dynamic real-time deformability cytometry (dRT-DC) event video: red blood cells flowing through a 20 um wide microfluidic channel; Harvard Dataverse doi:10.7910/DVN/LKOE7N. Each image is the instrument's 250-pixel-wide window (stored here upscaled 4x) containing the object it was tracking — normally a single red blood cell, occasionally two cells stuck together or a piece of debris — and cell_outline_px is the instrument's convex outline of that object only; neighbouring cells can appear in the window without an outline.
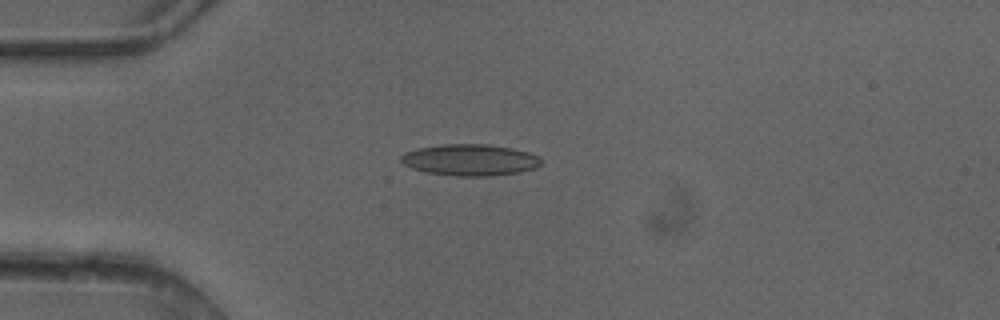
{"species": "common noctule bat (a hibernating species)", "species_latin": "Nyctalus noctula", "temperature_condition": "cold", "stored_images_in_passage": 4, "camera_frame_rate_fps": 3000, "um_per_image_px": 0.085, "animal": {"sex": "female"}, "frame": {"image": 1, "passage_image": 3, "time_ms": 0.667, "image_size_px": [1000, 320], "cell_outline_px": [[540, 164], [536, 168], [520, 172], [492, 176], [456, 176], [428, 172], [412, 168], [404, 164], [400, 160], [400, 156], [404, 152], [416, 148], [444, 144], [488, 144], [512, 148], [528, 152], [540, 156]], "centroid_in_image_um": [39.95, 13.59], "position_along_channel_um": 45.0, "area_um2": 25.78}}